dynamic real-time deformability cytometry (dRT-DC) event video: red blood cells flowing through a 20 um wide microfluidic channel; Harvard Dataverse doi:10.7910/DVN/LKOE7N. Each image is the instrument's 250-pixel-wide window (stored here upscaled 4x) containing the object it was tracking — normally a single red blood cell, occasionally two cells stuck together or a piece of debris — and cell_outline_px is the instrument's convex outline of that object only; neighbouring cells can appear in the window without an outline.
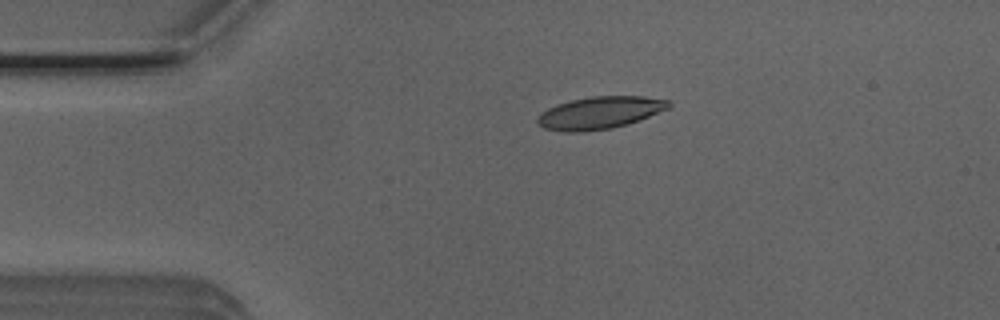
{"species": "Egyptian fruit bat (a non-hibernating species)", "species_latin": "Rousettus aegyptiacus", "temperature_condition": "room temperature", "stored_images_in_passage": 22, "camera_frame_rate_fps": 3000, "um_per_image_px": 0.085, "animal": {"sex": "male"}, "frame": {"image": 1, "passage_image": 2, "time_ms": 0.333, "image_size_px": [1000, 320], "cell_outline_px": [[672, 104], [668, 108], [640, 120], [628, 124], [612, 128], [584, 132], [564, 132], [544, 128], [536, 124], [536, 120], [540, 112], [556, 104], [572, 100], [592, 96], [644, 96], [672, 100]], "centroid_in_image_um": [50.97, 9.59], "position_along_channel_um": 34.0, "area_um2": 25.03}}
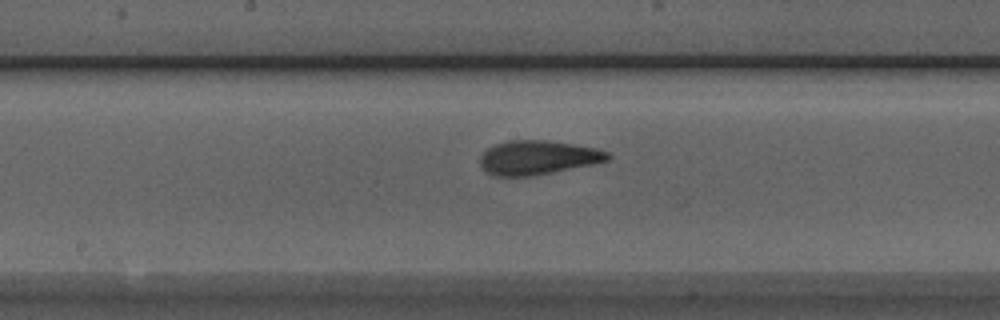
{"frame": {"image": 2, "passage_image": 18, "time_ms": 5.667, "image_size_px": [1000, 320], "cell_outline_px": [[612, 156], [608, 160], [592, 164], [532, 176], [492, 176], [480, 164], [480, 156], [488, 148], [496, 144], [508, 140], [544, 140], [572, 144], [596, 148], [608, 152]], "centroid_in_image_um": [45.7, 13.39], "position_along_channel_um": 202.5, "area_um2": 25.14}}
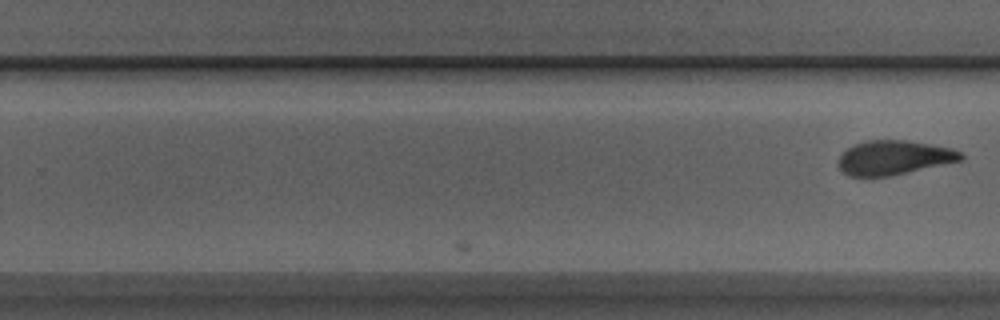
{"frame": {"image": 3, "passage_image": 22, "time_ms": 7.0, "image_size_px": [1000, 320], "cell_outline_px": [[964, 160], [888, 176], [848, 176], [840, 168], [840, 156], [852, 144], [864, 140], [904, 140], [932, 144], [952, 148], [964, 152]], "centroid_in_image_um": [76.03, 13.38], "position_along_channel_um": 253.8, "area_um2": 24.45}}